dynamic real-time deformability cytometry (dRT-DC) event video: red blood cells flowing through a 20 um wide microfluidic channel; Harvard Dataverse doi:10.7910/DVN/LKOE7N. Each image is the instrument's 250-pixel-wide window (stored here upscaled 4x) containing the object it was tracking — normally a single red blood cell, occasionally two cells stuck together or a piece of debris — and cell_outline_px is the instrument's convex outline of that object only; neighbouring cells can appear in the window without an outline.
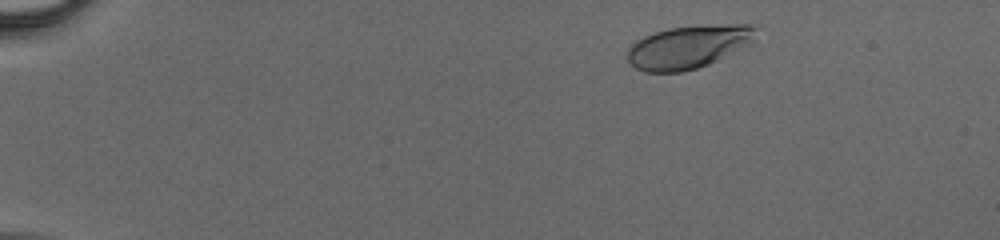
{"species": "human", "species_latin": "Homo sapiens", "temperature_condition": "cold", "stored_images_in_passage": 40, "camera_frame_rate_fps": 3000, "um_per_image_px": 0.085, "donor": {"sex": "male"}, "frame": {"image": 1, "passage_image": 4, "time_ms": 1.0, "image_size_px": [1000, 240], "cell_outline_px": [[756, 40], [752, 44], [708, 64], [696, 68], [680, 72], [644, 72], [636, 68], [628, 60], [628, 48], [636, 40], [644, 36], [668, 28], [728, 24], [752, 24], [756, 28]], "centroid_in_image_um": [58.55, 3.98], "position_along_channel_um": 26.4, "area_um2": 32.19}}
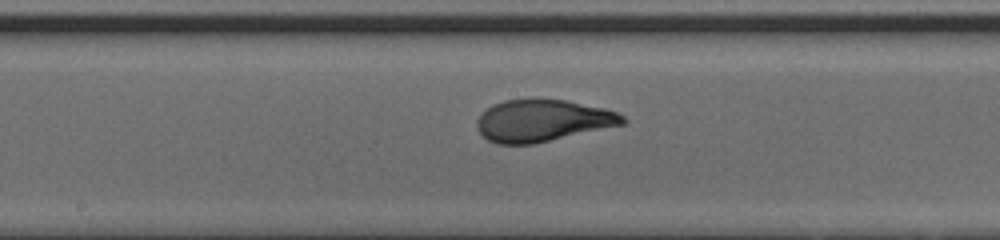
{"frame": {"image": 2, "passage_image": 23, "time_ms": 7.333, "image_size_px": [1000, 240], "cell_outline_px": [[628, 120], [624, 124], [532, 144], [496, 144], [488, 140], [480, 132], [476, 124], [476, 120], [492, 104], [504, 100], [532, 96], [564, 100], [604, 108], [616, 112], [624, 116]], "centroid_in_image_um": [46.1, 10.21], "position_along_channel_um": 202.1, "area_um2": 35.95}}
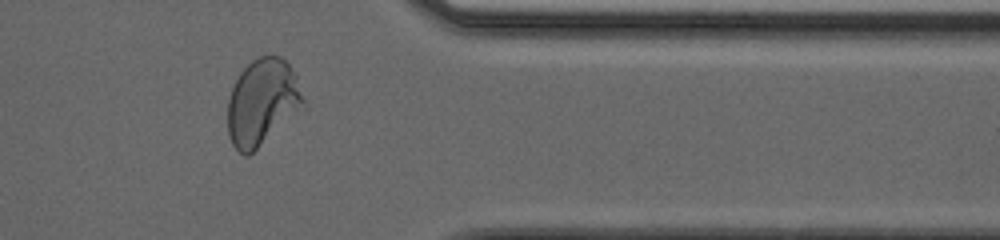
{"frame": {"image": 3, "passage_image": 36, "time_ms": 11.667, "image_size_px": [1000, 240], "cell_outline_px": [[304, 100], [248, 156], [244, 156], [232, 144], [228, 136], [228, 100], [232, 88], [240, 72], [252, 60], [260, 56], [280, 56], [288, 64], [296, 76]], "centroid_in_image_um": [22.2, 8.63], "position_along_channel_um": 389.2, "area_um2": 36.24}}